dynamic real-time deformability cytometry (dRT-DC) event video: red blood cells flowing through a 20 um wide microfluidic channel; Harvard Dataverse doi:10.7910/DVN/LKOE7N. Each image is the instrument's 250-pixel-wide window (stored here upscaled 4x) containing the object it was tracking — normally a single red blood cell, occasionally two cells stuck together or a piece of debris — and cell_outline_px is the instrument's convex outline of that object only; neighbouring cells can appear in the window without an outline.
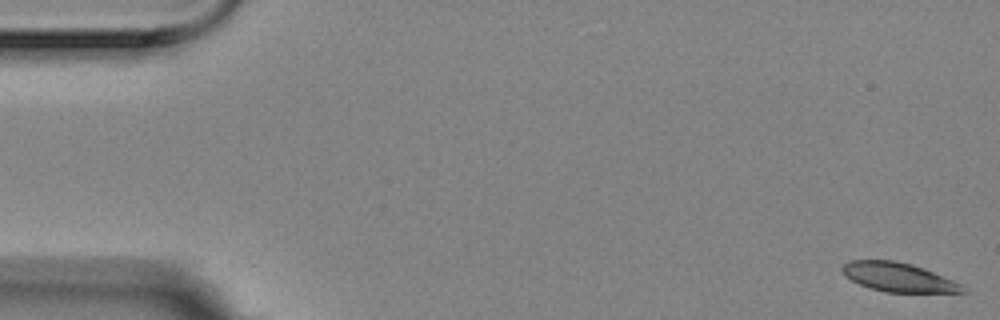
{"species": "Egyptian fruit bat (a non-hibernating species)", "species_latin": "Rousettus aegyptiacus", "temperature_condition": "room temperature", "stored_images_in_passage": 8, "camera_frame_rate_fps": 3000, "um_per_image_px": 0.085, "animal": {"sex": "female"}, "frame": {"image": 1, "passage_image": 1, "time_ms": 0.0, "image_size_px": [1000, 320], "cell_outline_px": [[968, 292], [884, 292], [860, 284], [844, 276], [840, 272], [840, 268], [848, 260], [896, 260], [912, 264], [924, 268], [964, 284]], "centroid_in_image_um": [76.37, 23.55], "position_along_channel_um": 8.6, "area_um2": 20.58}}